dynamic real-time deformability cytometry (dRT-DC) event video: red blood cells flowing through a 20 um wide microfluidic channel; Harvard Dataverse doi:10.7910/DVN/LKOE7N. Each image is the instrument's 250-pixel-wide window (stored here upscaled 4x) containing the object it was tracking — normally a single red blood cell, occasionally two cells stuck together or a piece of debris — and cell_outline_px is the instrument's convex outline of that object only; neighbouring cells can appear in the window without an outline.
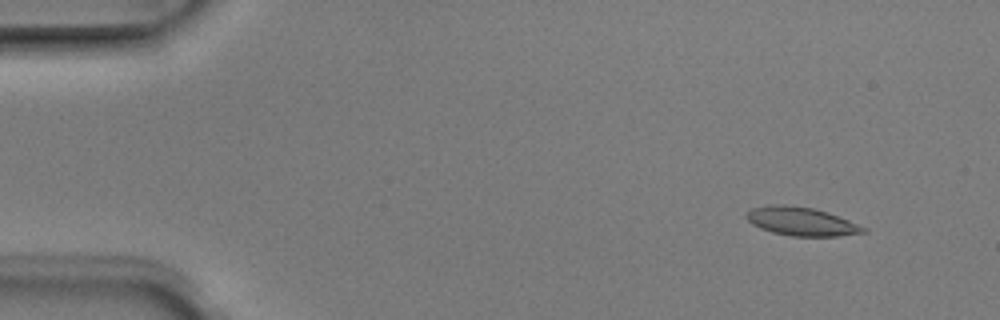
{"species": "Egyptian fruit bat (a non-hibernating species)", "species_latin": "Rousettus aegyptiacus", "temperature_condition": "room temperature", "stored_images_in_passage": 10, "camera_frame_rate_fps": 3000, "um_per_image_px": 0.085, "animal": {"sex": "male"}, "frame": {"image": 1, "passage_image": 2, "time_ms": 0.333, "image_size_px": [1000, 320], "cell_outline_px": [[868, 232], [836, 236], [792, 236], [772, 232], [760, 228], [752, 224], [744, 216], [752, 208], [768, 204], [784, 204], [812, 208], [828, 212], [868, 228]], "centroid_in_image_um": [68.11, 18.81], "position_along_channel_um": 16.9, "area_um2": 19.48}}
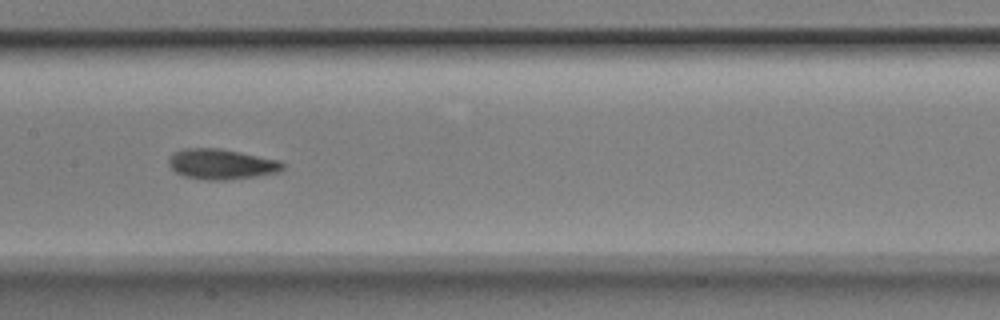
{"frame": {"image": 2, "passage_image": 7, "time_ms": 2.0, "image_size_px": [1000, 320], "cell_outline_px": [[284, 168], [280, 172], [256, 176], [224, 180], [208, 180], [184, 176], [176, 172], [168, 164], [168, 156], [172, 152], [184, 148], [220, 148], [280, 160], [284, 164]], "centroid_in_image_um": [18.8, 13.94], "position_along_channel_um": 188.6, "area_um2": 20.29}}
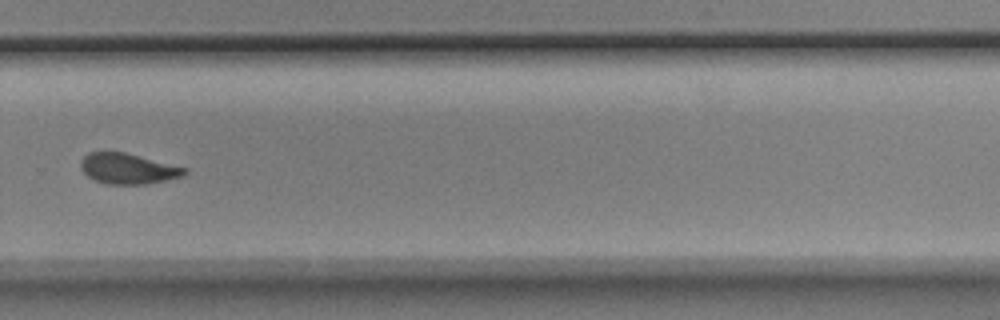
{"frame": {"image": 3, "passage_image": 10, "time_ms": 3.0, "image_size_px": [1000, 320], "cell_outline_px": [[188, 172], [184, 176], [144, 184], [108, 184], [92, 180], [80, 168], [80, 160], [88, 152], [104, 148], [124, 152], [188, 168]], "centroid_in_image_um": [10.81, 14.29], "position_along_channel_um": 319.0, "area_um2": 19.02}}